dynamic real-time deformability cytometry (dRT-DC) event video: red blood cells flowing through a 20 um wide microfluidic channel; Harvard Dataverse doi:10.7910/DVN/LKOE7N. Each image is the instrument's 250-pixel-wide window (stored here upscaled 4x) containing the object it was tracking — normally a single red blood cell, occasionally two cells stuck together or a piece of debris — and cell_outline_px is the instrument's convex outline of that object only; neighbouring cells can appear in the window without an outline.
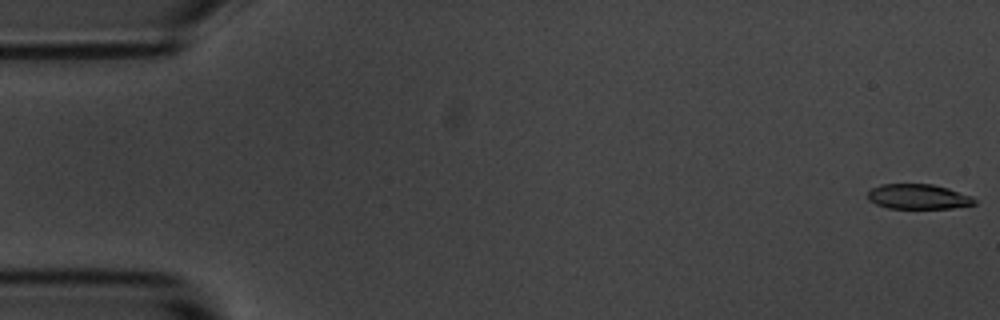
{"species": "common noctule bat (a hibernating species)", "species_latin": "Nyctalus noctula", "temperature_condition": "room temperature", "stored_images_in_passage": 5, "camera_frame_rate_fps": 3000, "um_per_image_px": 0.085, "animal": {"sex": "male", "body_mass_g": 20.1, "forearm_length_mm": 53.5}, "frame": {"image": 1, "passage_image": 1, "time_ms": 0.0, "image_size_px": [1000, 320], "cell_outline_px": [[976, 204], [952, 208], [888, 208], [876, 204], [868, 200], [868, 192], [872, 188], [880, 184], [932, 184], [948, 188], [972, 196], [976, 200]], "centroid_in_image_um": [78.05, 16.71], "position_along_channel_um": 6.9, "area_um2": 15.55}}
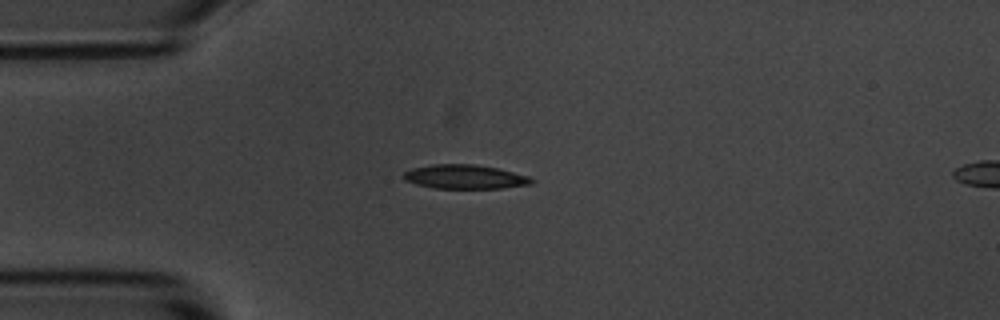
{"frame": {"image": 2, "passage_image": 4, "time_ms": 4.333, "image_size_px": [1000, 320], "cell_outline_px": [[536, 180], [532, 184], [500, 188], [432, 188], [416, 184], [404, 180], [400, 176], [404, 172], [412, 168], [432, 164], [476, 164], [496, 168], [528, 176]], "centroid_in_image_um": [39.47, 15.03], "position_along_channel_um": 45.5, "area_um2": 18.03}}